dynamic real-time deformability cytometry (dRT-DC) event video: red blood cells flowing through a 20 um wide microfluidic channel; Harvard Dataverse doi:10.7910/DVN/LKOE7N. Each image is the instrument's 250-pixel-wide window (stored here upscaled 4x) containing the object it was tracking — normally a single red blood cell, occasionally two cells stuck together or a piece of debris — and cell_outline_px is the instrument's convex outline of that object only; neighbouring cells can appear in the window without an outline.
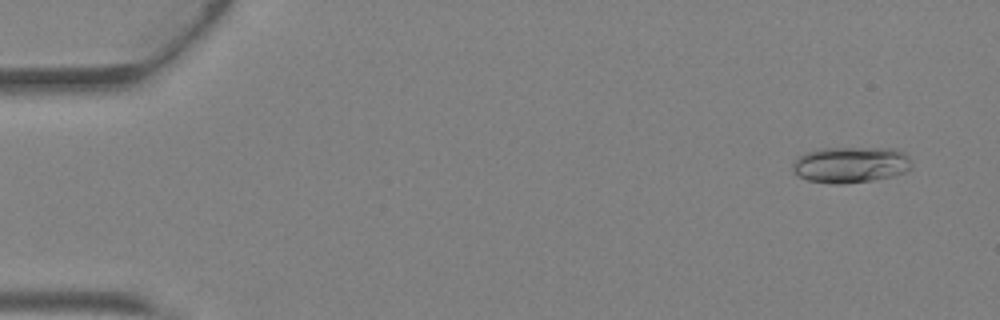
{"species": "Egyptian fruit bat (a non-hibernating species)", "species_latin": "Rousettus aegyptiacus", "temperature_condition": "warm", "stored_images_in_passage": 43, "camera_frame_rate_fps": 3000, "um_per_image_px": 0.085, "animal": {"sex": "female"}, "frame": {"image": 1, "passage_image": 3, "time_ms": 0.667, "image_size_px": [1000, 320], "cell_outline_px": [[912, 168], [908, 172], [892, 176], [872, 180], [844, 184], [836, 184], [808, 180], [796, 176], [792, 172], [792, 168], [796, 156], [804, 152], [820, 148], [896, 148], [904, 152], [908, 156], [912, 164]], "centroid_in_image_um": [72.3, 13.99], "position_along_channel_um": 12.7, "area_um2": 25.55}}
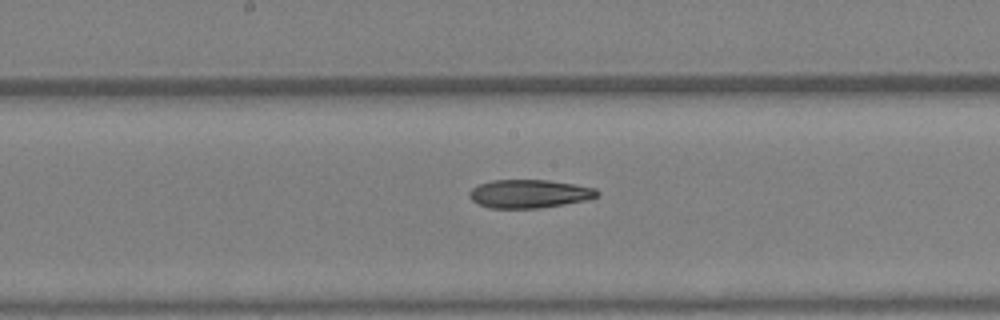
{"frame": {"image": 2, "passage_image": 23, "time_ms": 7.333, "image_size_px": [1000, 320], "cell_outline_px": [[600, 192], [596, 196], [584, 200], [564, 204], [536, 208], [488, 208], [472, 200], [468, 196], [468, 192], [472, 188], [480, 184], [492, 180], [548, 180], [596, 188]], "centroid_in_image_um": [44.95, 16.47], "position_along_channel_um": 203.3, "area_um2": 20.92}}
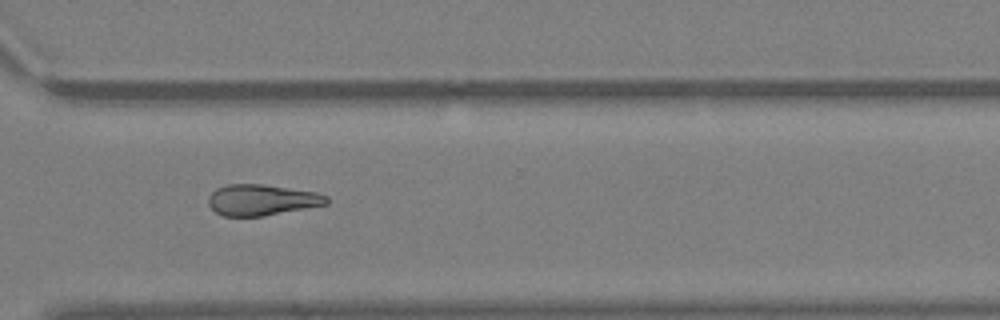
{"frame": {"image": 3, "passage_image": 32, "time_ms": 10.333, "image_size_px": [1000, 320], "cell_outline_px": [[328, 204], [264, 216], [224, 216], [216, 212], [208, 204], [208, 196], [216, 188], [228, 184], [260, 184], [316, 192], [328, 196]], "centroid_in_image_um": [22.24, 16.99], "position_along_channel_um": 348.4, "area_um2": 21.27}}